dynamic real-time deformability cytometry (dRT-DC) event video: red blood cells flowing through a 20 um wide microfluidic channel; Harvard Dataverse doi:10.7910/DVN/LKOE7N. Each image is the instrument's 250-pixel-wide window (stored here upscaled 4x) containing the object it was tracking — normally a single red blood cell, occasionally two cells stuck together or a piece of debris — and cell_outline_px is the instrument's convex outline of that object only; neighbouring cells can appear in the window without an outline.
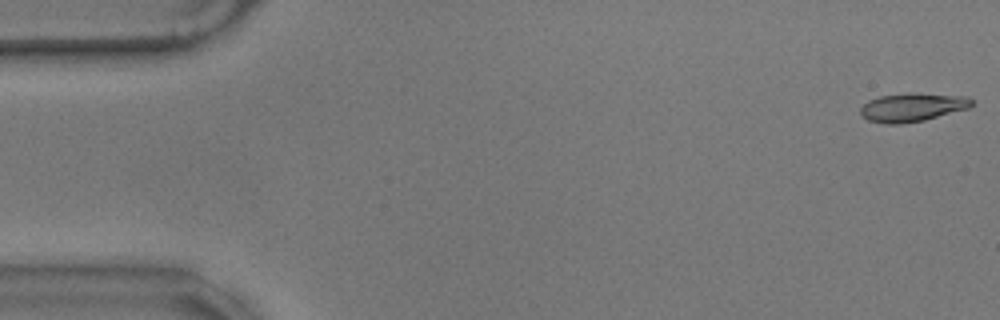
{"species": "common noctule bat (a hibernating species)", "species_latin": "Nyctalus noctula", "temperature_condition": "warm", "stored_images_in_passage": 58, "camera_frame_rate_fps": 3000, "um_per_image_px": 0.085, "animal": {"sex": "male", "body_mass_g": 17.9}, "frame": {"image": 1, "passage_image": 1, "time_ms": 0.0, "image_size_px": [1000, 320], "cell_outline_px": [[972, 104], [968, 108], [924, 120], [900, 124], [884, 124], [868, 120], [860, 116], [860, 108], [868, 100], [880, 96], [908, 92], [912, 92], [968, 96], [972, 100]], "centroid_in_image_um": [77.51, 9.11], "position_along_channel_um": 7.5, "area_um2": 18.67}}
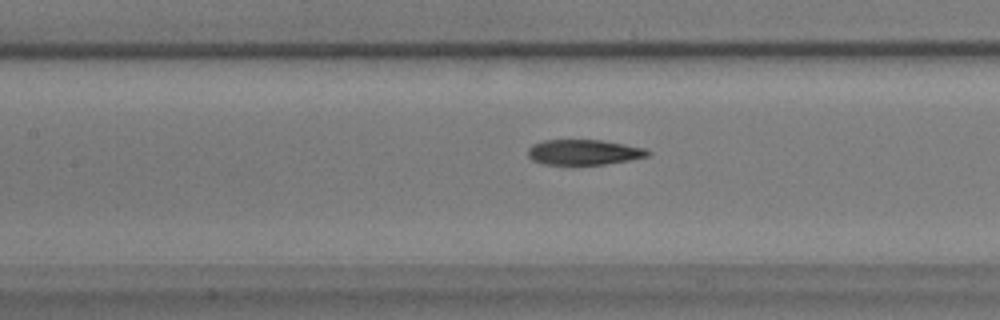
{"frame": {"image": 2, "passage_image": 25, "time_ms": 8.0, "image_size_px": [1000, 320], "cell_outline_px": [[652, 156], [604, 164], [544, 164], [532, 160], [528, 156], [528, 148], [532, 144], [544, 140], [600, 140], [624, 144], [644, 148], [652, 152]], "centroid_in_image_um": [49.64, 12.93], "position_along_channel_um": 157.8, "area_um2": 17.63}}
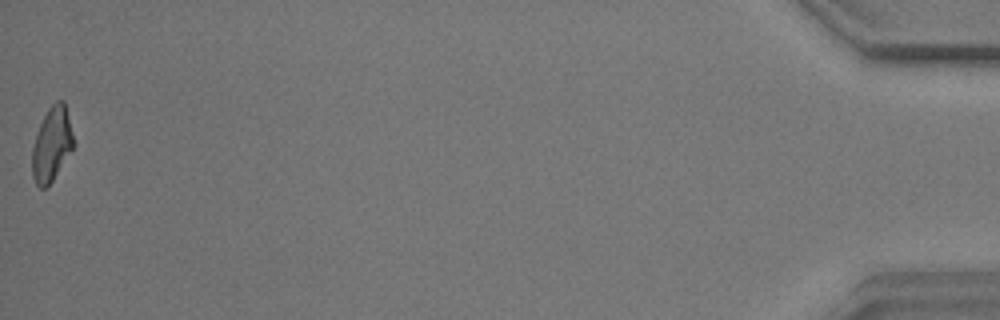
{"frame": {"image": 3, "passage_image": 57, "time_ms": 18.667, "image_size_px": [1000, 320], "cell_outline_px": [[76, 144], [52, 180], [44, 188], [40, 188], [36, 184], [32, 176], [32, 148], [40, 124], [48, 108], [56, 100], [64, 100]], "centroid_in_image_um": [4.42, 12.24], "position_along_channel_um": 430.8, "area_um2": 17.8}}